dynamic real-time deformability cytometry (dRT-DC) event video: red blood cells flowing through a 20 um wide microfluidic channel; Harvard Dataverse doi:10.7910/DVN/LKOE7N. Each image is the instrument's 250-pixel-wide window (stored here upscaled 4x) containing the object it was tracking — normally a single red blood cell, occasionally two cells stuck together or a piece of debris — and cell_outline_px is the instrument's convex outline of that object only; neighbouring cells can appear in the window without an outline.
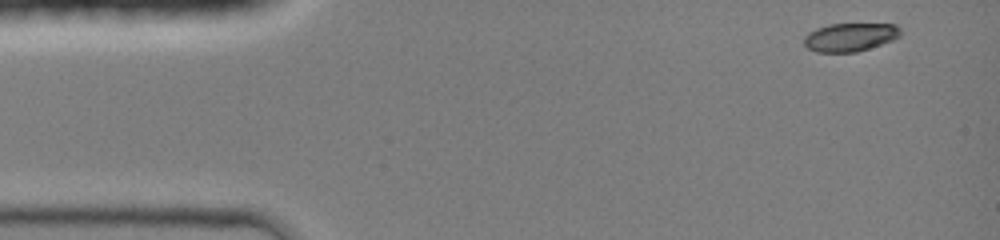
{"species": "common noctule bat (a hibernating species)", "species_latin": "Nyctalus noctula", "temperature_condition": "room temperature", "stored_images_in_passage": 40, "camera_frame_rate_fps": 3000, "um_per_image_px": 0.085, "animal": {"sex": "female", "body_mass_g": 19.0, "forearm_length_mm": 51.5}, "frame": {"image": 1, "passage_image": 1, "time_ms": 0.0, "image_size_px": [1000, 240], "cell_outline_px": [[900, 36], [892, 40], [856, 52], [816, 52], [808, 48], [804, 44], [804, 36], [808, 32], [816, 28], [828, 24], [896, 24], [900, 28]], "centroid_in_image_um": [72.23, 3.15], "position_along_channel_um": 12.8, "area_um2": 15.9}}
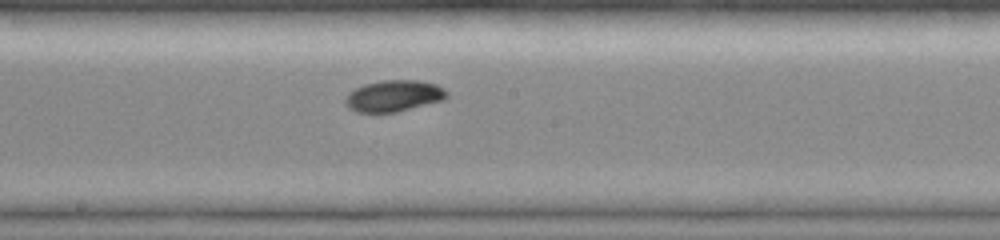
{"frame": {"image": 2, "passage_image": 22, "time_ms": 7.0, "image_size_px": [1000, 240], "cell_outline_px": [[448, 96], [444, 100], [396, 112], [356, 112], [348, 108], [344, 100], [348, 92], [364, 84], [384, 80], [420, 80], [436, 84], [444, 88], [448, 92]], "centroid_in_image_um": [33.48, 8.14], "position_along_channel_um": 214.7, "area_um2": 18.67}}
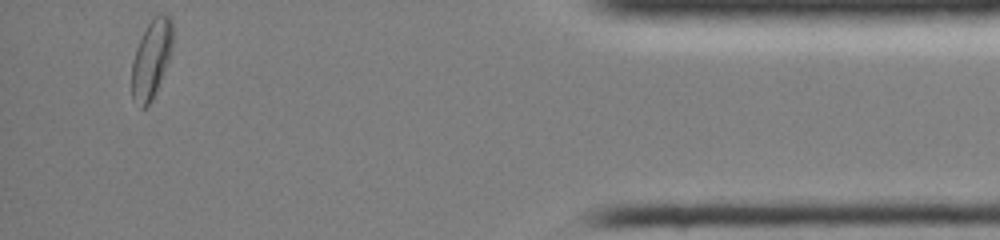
{"frame": {"image": 3, "passage_image": 40, "time_ms": 13.0, "image_size_px": [1000, 240], "cell_outline_px": [[172, 52], [152, 100], [144, 108], [140, 108], [132, 100], [132, 60], [136, 48], [152, 16], [160, 12], [164, 12], [172, 20]], "centroid_in_image_um": [12.87, 4.99], "position_along_channel_um": 422.3, "area_um2": 18.79}, "authors_computed_cell_mechanics": {"area_um2": 17.8602, "velocity_mm_per_s": 4.2922, "shape_relaxation_time_tau1_ms": 2.1848, "shape_relaxation_time_tau2_ms": null, "deformation_change_tau1": 0.1303, "deformation_change_tau2": null}}